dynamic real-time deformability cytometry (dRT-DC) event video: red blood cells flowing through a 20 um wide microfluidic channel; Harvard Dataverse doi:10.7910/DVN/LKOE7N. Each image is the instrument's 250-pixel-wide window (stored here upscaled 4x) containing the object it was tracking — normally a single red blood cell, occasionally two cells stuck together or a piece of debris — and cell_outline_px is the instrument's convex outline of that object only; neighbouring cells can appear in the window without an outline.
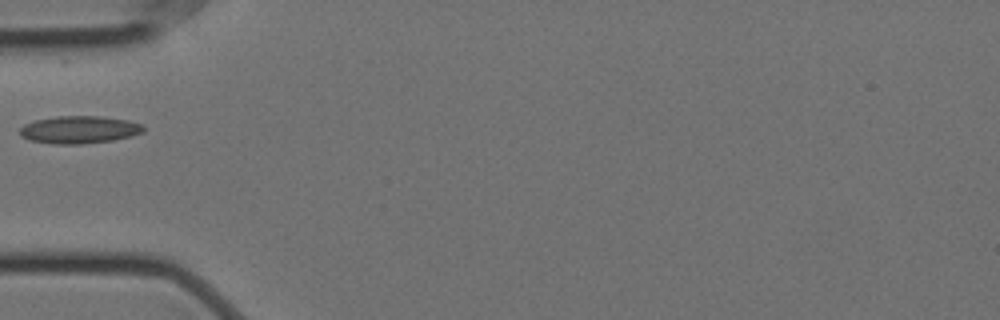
{"species": "Egyptian fruit bat (a non-hibernating species)", "species_latin": "Rousettus aegyptiacus", "temperature_condition": "cold", "stored_images_in_passage": 2, "camera_frame_rate_fps": 3000, "um_per_image_px": 0.085, "animal": {"sex": "female"}, "frame": {"image": 1, "passage_image": 2, "time_ms": 0.333, "image_size_px": [1000, 320], "cell_outline_px": [[144, 132], [112, 140], [80, 144], [52, 144], [32, 140], [20, 136], [20, 128], [24, 124], [36, 120], [56, 116], [100, 116], [128, 120], [144, 124]], "centroid_in_image_um": [6.74, 11.01], "position_along_channel_um": 78.3, "area_um2": 19.77}}